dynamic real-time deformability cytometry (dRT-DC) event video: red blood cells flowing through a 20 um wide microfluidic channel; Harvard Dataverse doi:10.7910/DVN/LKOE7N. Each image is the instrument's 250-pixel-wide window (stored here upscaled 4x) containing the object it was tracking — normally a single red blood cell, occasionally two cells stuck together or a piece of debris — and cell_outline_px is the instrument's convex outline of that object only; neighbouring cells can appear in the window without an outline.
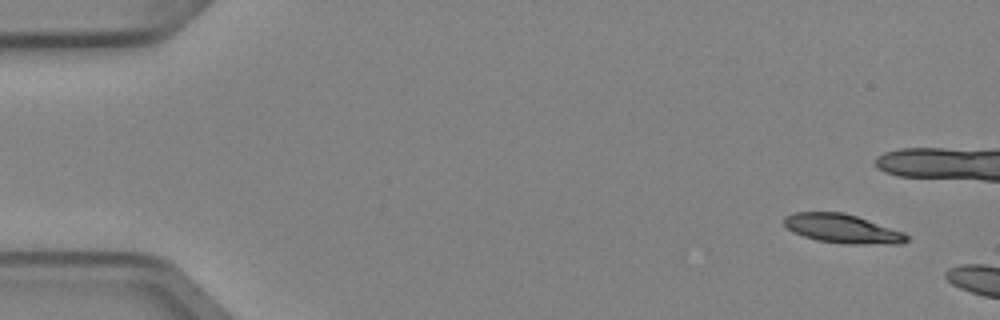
{"species": "Egyptian fruit bat (a non-hibernating species)", "species_latin": "Rousettus aegyptiacus", "temperature_condition": "cold", "stored_images_in_passage": 4, "camera_frame_rate_fps": 3000, "um_per_image_px": 0.085, "animal": {"sex": "female"}, "frame": {"image": 1, "passage_image": 1, "time_ms": 0.0, "image_size_px": [1000, 320], "cell_outline_px": [[908, 240], [900, 244], [844, 244], [816, 240], [804, 236], [788, 228], [784, 224], [784, 216], [796, 212], [844, 212], [904, 232], [908, 236]], "centroid_in_image_um": [71.62, 19.44], "position_along_channel_um": 13.4, "area_um2": 20.58}}